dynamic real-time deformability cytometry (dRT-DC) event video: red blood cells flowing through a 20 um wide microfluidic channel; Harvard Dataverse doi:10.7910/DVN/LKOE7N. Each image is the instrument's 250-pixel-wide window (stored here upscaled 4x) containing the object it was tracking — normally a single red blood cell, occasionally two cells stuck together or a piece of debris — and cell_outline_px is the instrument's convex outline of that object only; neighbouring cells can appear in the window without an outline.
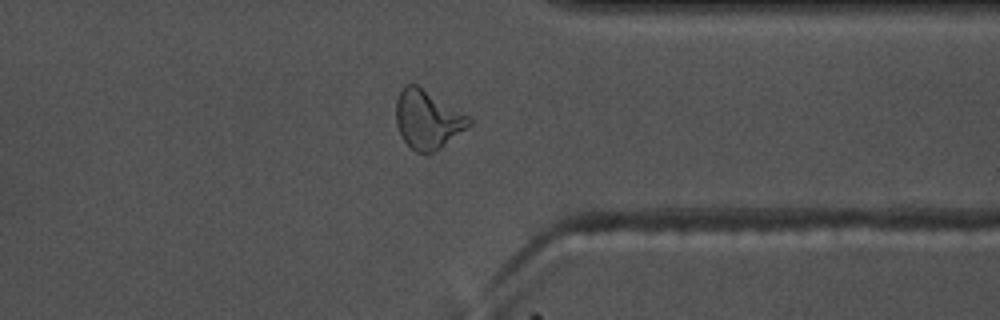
{"species": "common noctule bat (a hibernating species)", "species_latin": "Nyctalus noctula", "temperature_condition": "warm", "stored_images_in_passage": 45, "camera_frame_rate_fps": 3000, "um_per_image_px": 0.085, "animal": {"sex": "male", "body_mass_g": 17.5, "forearm_length_mm": 52.3}, "frame": {"image": 1, "passage_image": 44, "time_ms": 14.333, "image_size_px": [1000, 320], "cell_outline_px": [[472, 124], [440, 148], [432, 152], [416, 152], [404, 140], [396, 124], [396, 100], [404, 84], [416, 84], [468, 116], [472, 120]], "centroid_in_image_um": [36.32, 10.15], "position_along_channel_um": 375.1, "area_um2": 24.39}}